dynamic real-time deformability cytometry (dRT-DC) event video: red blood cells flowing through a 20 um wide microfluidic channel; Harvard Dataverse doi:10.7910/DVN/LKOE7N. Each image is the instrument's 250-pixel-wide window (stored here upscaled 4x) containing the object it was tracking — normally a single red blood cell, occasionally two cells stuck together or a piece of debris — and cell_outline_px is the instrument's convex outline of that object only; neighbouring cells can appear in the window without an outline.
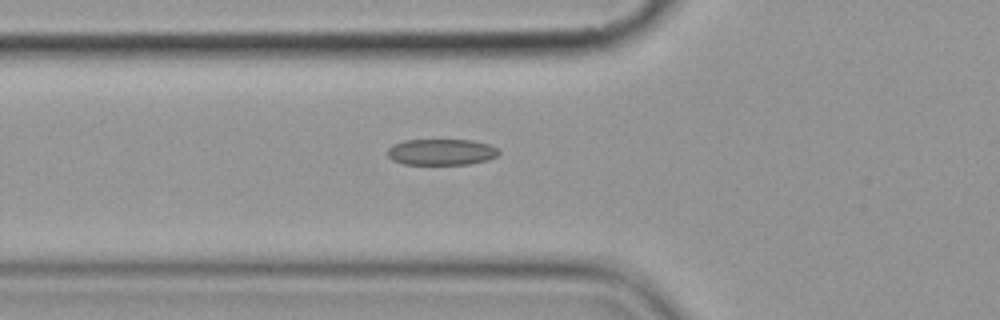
{"species": "common noctule bat (a hibernating species)", "species_latin": "Nyctalus noctula", "temperature_condition": "cold", "stored_images_in_passage": 4, "camera_frame_rate_fps": 3000, "um_per_image_px": 0.085, "animal": {"sex": "female", "body_mass_g": 19.9}, "frame": {"image": 1, "passage_image": 4, "time_ms": 3.333, "image_size_px": [1000, 320], "cell_outline_px": [[500, 152], [496, 156], [488, 160], [468, 164], [404, 164], [392, 160], [388, 156], [388, 148], [392, 144], [404, 140], [472, 140], [488, 144], [496, 148]], "centroid_in_image_um": [37.49, 12.92], "position_along_channel_um": 88.3, "area_um2": 16.94}}